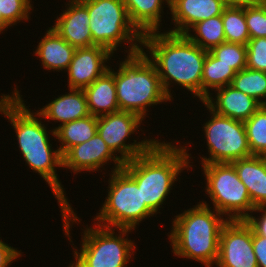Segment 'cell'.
Segmentation results:
<instances>
[{"label": "cell", "mask_w": 266, "mask_h": 267, "mask_svg": "<svg viewBox=\"0 0 266 267\" xmlns=\"http://www.w3.org/2000/svg\"><path fill=\"white\" fill-rule=\"evenodd\" d=\"M68 5L52 28L76 48L93 46L87 6L81 0H70Z\"/></svg>", "instance_id": "2e32d148"}, {"label": "cell", "mask_w": 266, "mask_h": 267, "mask_svg": "<svg viewBox=\"0 0 266 267\" xmlns=\"http://www.w3.org/2000/svg\"><path fill=\"white\" fill-rule=\"evenodd\" d=\"M255 211H263V213L261 214L262 216L255 218L251 214L245 219V221L251 226L252 230L256 234L266 237V206L255 207L253 212Z\"/></svg>", "instance_id": "836d02e7"}, {"label": "cell", "mask_w": 266, "mask_h": 267, "mask_svg": "<svg viewBox=\"0 0 266 267\" xmlns=\"http://www.w3.org/2000/svg\"><path fill=\"white\" fill-rule=\"evenodd\" d=\"M111 54L99 45L77 48L67 69L68 88L83 90L101 77L109 69L104 62L109 61Z\"/></svg>", "instance_id": "5bb4252c"}, {"label": "cell", "mask_w": 266, "mask_h": 267, "mask_svg": "<svg viewBox=\"0 0 266 267\" xmlns=\"http://www.w3.org/2000/svg\"><path fill=\"white\" fill-rule=\"evenodd\" d=\"M19 91L15 88L12 95H1L0 112L11 121L19 148L24 160L31 170H34L49 184L53 194L56 196L62 212L65 235L70 242V221L76 222V216L69 201L65 197L55 166L62 167V155L59 150H53L49 142V136L44 124L36 118L37 113H31L25 106ZM53 150V151H52ZM72 217V218H71Z\"/></svg>", "instance_id": "6da1fadb"}, {"label": "cell", "mask_w": 266, "mask_h": 267, "mask_svg": "<svg viewBox=\"0 0 266 267\" xmlns=\"http://www.w3.org/2000/svg\"><path fill=\"white\" fill-rule=\"evenodd\" d=\"M252 245L258 267H266V237L260 236L252 230Z\"/></svg>", "instance_id": "d6a6232c"}, {"label": "cell", "mask_w": 266, "mask_h": 267, "mask_svg": "<svg viewBox=\"0 0 266 267\" xmlns=\"http://www.w3.org/2000/svg\"><path fill=\"white\" fill-rule=\"evenodd\" d=\"M43 37L35 51L43 67L58 72L67 70L77 48L65 41L53 28H49Z\"/></svg>", "instance_id": "44dd1931"}, {"label": "cell", "mask_w": 266, "mask_h": 267, "mask_svg": "<svg viewBox=\"0 0 266 267\" xmlns=\"http://www.w3.org/2000/svg\"><path fill=\"white\" fill-rule=\"evenodd\" d=\"M8 24L3 20L2 15L0 13V33L5 30L6 28H8ZM5 28V29H4Z\"/></svg>", "instance_id": "8d00e7d4"}, {"label": "cell", "mask_w": 266, "mask_h": 267, "mask_svg": "<svg viewBox=\"0 0 266 267\" xmlns=\"http://www.w3.org/2000/svg\"><path fill=\"white\" fill-rule=\"evenodd\" d=\"M244 125L251 154L266 156V105L245 120Z\"/></svg>", "instance_id": "83f0119b"}, {"label": "cell", "mask_w": 266, "mask_h": 267, "mask_svg": "<svg viewBox=\"0 0 266 267\" xmlns=\"http://www.w3.org/2000/svg\"><path fill=\"white\" fill-rule=\"evenodd\" d=\"M236 73L231 66L221 63L208 51L203 64L201 101L203 102L210 95L209 88L215 90L231 84Z\"/></svg>", "instance_id": "cb8c5ba5"}, {"label": "cell", "mask_w": 266, "mask_h": 267, "mask_svg": "<svg viewBox=\"0 0 266 267\" xmlns=\"http://www.w3.org/2000/svg\"><path fill=\"white\" fill-rule=\"evenodd\" d=\"M221 63L231 66L236 72L246 68V45L223 42L210 51Z\"/></svg>", "instance_id": "f1b7e54d"}, {"label": "cell", "mask_w": 266, "mask_h": 267, "mask_svg": "<svg viewBox=\"0 0 266 267\" xmlns=\"http://www.w3.org/2000/svg\"><path fill=\"white\" fill-rule=\"evenodd\" d=\"M90 115L102 116L119 112L114 71L109 69L92 84L83 89Z\"/></svg>", "instance_id": "ffe728a7"}, {"label": "cell", "mask_w": 266, "mask_h": 267, "mask_svg": "<svg viewBox=\"0 0 266 267\" xmlns=\"http://www.w3.org/2000/svg\"><path fill=\"white\" fill-rule=\"evenodd\" d=\"M218 267H258L252 228L245 220H228L221 229Z\"/></svg>", "instance_id": "7c38bea8"}, {"label": "cell", "mask_w": 266, "mask_h": 267, "mask_svg": "<svg viewBox=\"0 0 266 267\" xmlns=\"http://www.w3.org/2000/svg\"><path fill=\"white\" fill-rule=\"evenodd\" d=\"M126 57L114 72L118 106L120 111L132 112L144 120L147 106L171 99L164 92L157 69L143 48Z\"/></svg>", "instance_id": "5b68a950"}, {"label": "cell", "mask_w": 266, "mask_h": 267, "mask_svg": "<svg viewBox=\"0 0 266 267\" xmlns=\"http://www.w3.org/2000/svg\"><path fill=\"white\" fill-rule=\"evenodd\" d=\"M237 90L266 105V72L244 68L236 73L231 83Z\"/></svg>", "instance_id": "4316f807"}, {"label": "cell", "mask_w": 266, "mask_h": 267, "mask_svg": "<svg viewBox=\"0 0 266 267\" xmlns=\"http://www.w3.org/2000/svg\"><path fill=\"white\" fill-rule=\"evenodd\" d=\"M95 228H87L82 238L80 253L76 251L74 267H127L135 249L134 242L124 238L133 230L119 228V235L114 229L96 223Z\"/></svg>", "instance_id": "9c48e42d"}, {"label": "cell", "mask_w": 266, "mask_h": 267, "mask_svg": "<svg viewBox=\"0 0 266 267\" xmlns=\"http://www.w3.org/2000/svg\"><path fill=\"white\" fill-rule=\"evenodd\" d=\"M215 90L218 91L215 101L210 94L203 104L221 116L244 122L262 106L256 99L237 90L231 84Z\"/></svg>", "instance_id": "e0dca14e"}, {"label": "cell", "mask_w": 266, "mask_h": 267, "mask_svg": "<svg viewBox=\"0 0 266 267\" xmlns=\"http://www.w3.org/2000/svg\"><path fill=\"white\" fill-rule=\"evenodd\" d=\"M206 202L176 215L168 235L174 254L200 261L206 267L216 264L222 227L228 221Z\"/></svg>", "instance_id": "277c9868"}, {"label": "cell", "mask_w": 266, "mask_h": 267, "mask_svg": "<svg viewBox=\"0 0 266 267\" xmlns=\"http://www.w3.org/2000/svg\"><path fill=\"white\" fill-rule=\"evenodd\" d=\"M225 0H170V11L175 27L170 33L185 35L198 22L222 15Z\"/></svg>", "instance_id": "9a60e30c"}, {"label": "cell", "mask_w": 266, "mask_h": 267, "mask_svg": "<svg viewBox=\"0 0 266 267\" xmlns=\"http://www.w3.org/2000/svg\"><path fill=\"white\" fill-rule=\"evenodd\" d=\"M111 172L108 197L94 219L105 227L135 229L155 213L142 201L141 189L123 169Z\"/></svg>", "instance_id": "52a82bcc"}, {"label": "cell", "mask_w": 266, "mask_h": 267, "mask_svg": "<svg viewBox=\"0 0 266 267\" xmlns=\"http://www.w3.org/2000/svg\"><path fill=\"white\" fill-rule=\"evenodd\" d=\"M262 4L266 5V0H262Z\"/></svg>", "instance_id": "74e56055"}, {"label": "cell", "mask_w": 266, "mask_h": 267, "mask_svg": "<svg viewBox=\"0 0 266 267\" xmlns=\"http://www.w3.org/2000/svg\"><path fill=\"white\" fill-rule=\"evenodd\" d=\"M143 47L149 49L166 95L171 99L169 86L177 83L201 100V79L206 50L186 35L170 32H150L143 35ZM171 81V82H170Z\"/></svg>", "instance_id": "7a4b0ae2"}, {"label": "cell", "mask_w": 266, "mask_h": 267, "mask_svg": "<svg viewBox=\"0 0 266 267\" xmlns=\"http://www.w3.org/2000/svg\"><path fill=\"white\" fill-rule=\"evenodd\" d=\"M246 48V67L266 72V37L250 39Z\"/></svg>", "instance_id": "1f68e13d"}, {"label": "cell", "mask_w": 266, "mask_h": 267, "mask_svg": "<svg viewBox=\"0 0 266 267\" xmlns=\"http://www.w3.org/2000/svg\"><path fill=\"white\" fill-rule=\"evenodd\" d=\"M109 160H113L115 163L114 171L122 169L124 163L119 156L109 149L105 141L96 132L89 141L69 148L62 155V168L71 169L74 173L85 170L88 172L97 171Z\"/></svg>", "instance_id": "4fadbf2b"}, {"label": "cell", "mask_w": 266, "mask_h": 267, "mask_svg": "<svg viewBox=\"0 0 266 267\" xmlns=\"http://www.w3.org/2000/svg\"><path fill=\"white\" fill-rule=\"evenodd\" d=\"M231 6H250L262 4V0H225Z\"/></svg>", "instance_id": "d590c367"}, {"label": "cell", "mask_w": 266, "mask_h": 267, "mask_svg": "<svg viewBox=\"0 0 266 267\" xmlns=\"http://www.w3.org/2000/svg\"><path fill=\"white\" fill-rule=\"evenodd\" d=\"M250 39L266 37V5L244 6Z\"/></svg>", "instance_id": "4dcf8cb0"}, {"label": "cell", "mask_w": 266, "mask_h": 267, "mask_svg": "<svg viewBox=\"0 0 266 267\" xmlns=\"http://www.w3.org/2000/svg\"><path fill=\"white\" fill-rule=\"evenodd\" d=\"M254 207L266 206V156L253 155L231 163Z\"/></svg>", "instance_id": "ac0fdd59"}, {"label": "cell", "mask_w": 266, "mask_h": 267, "mask_svg": "<svg viewBox=\"0 0 266 267\" xmlns=\"http://www.w3.org/2000/svg\"><path fill=\"white\" fill-rule=\"evenodd\" d=\"M192 30L195 31V36L190 33L185 35L206 51H211L214 47L226 42L222 15L198 22L192 27Z\"/></svg>", "instance_id": "d4e9b609"}, {"label": "cell", "mask_w": 266, "mask_h": 267, "mask_svg": "<svg viewBox=\"0 0 266 267\" xmlns=\"http://www.w3.org/2000/svg\"><path fill=\"white\" fill-rule=\"evenodd\" d=\"M142 118L132 112L119 111L97 117V132L113 152H119L123 163L148 152L158 141L146 139L126 144L125 141L134 134L142 123Z\"/></svg>", "instance_id": "8fae6325"}, {"label": "cell", "mask_w": 266, "mask_h": 267, "mask_svg": "<svg viewBox=\"0 0 266 267\" xmlns=\"http://www.w3.org/2000/svg\"><path fill=\"white\" fill-rule=\"evenodd\" d=\"M202 167L207 183L205 192L214 211L222 216L227 214L228 220H245L255 207L234 166L231 163H210L202 164Z\"/></svg>", "instance_id": "ba28073f"}, {"label": "cell", "mask_w": 266, "mask_h": 267, "mask_svg": "<svg viewBox=\"0 0 266 267\" xmlns=\"http://www.w3.org/2000/svg\"><path fill=\"white\" fill-rule=\"evenodd\" d=\"M226 42L246 45L250 40L244 6L227 5L222 12Z\"/></svg>", "instance_id": "484cf974"}, {"label": "cell", "mask_w": 266, "mask_h": 267, "mask_svg": "<svg viewBox=\"0 0 266 267\" xmlns=\"http://www.w3.org/2000/svg\"><path fill=\"white\" fill-rule=\"evenodd\" d=\"M21 255L20 251L4 243L0 239V267H8Z\"/></svg>", "instance_id": "e575fe53"}, {"label": "cell", "mask_w": 266, "mask_h": 267, "mask_svg": "<svg viewBox=\"0 0 266 267\" xmlns=\"http://www.w3.org/2000/svg\"><path fill=\"white\" fill-rule=\"evenodd\" d=\"M97 132V116L88 115L55 127L52 135L61 142L58 150L63 155L69 148L89 141Z\"/></svg>", "instance_id": "603a6c76"}, {"label": "cell", "mask_w": 266, "mask_h": 267, "mask_svg": "<svg viewBox=\"0 0 266 267\" xmlns=\"http://www.w3.org/2000/svg\"><path fill=\"white\" fill-rule=\"evenodd\" d=\"M187 152L186 147L158 141L148 152L124 163L122 169L137 183L142 201L154 213L161 208L183 168L191 167Z\"/></svg>", "instance_id": "3957f363"}, {"label": "cell", "mask_w": 266, "mask_h": 267, "mask_svg": "<svg viewBox=\"0 0 266 267\" xmlns=\"http://www.w3.org/2000/svg\"><path fill=\"white\" fill-rule=\"evenodd\" d=\"M31 0H0V13L3 20L9 25H15L21 20L29 19Z\"/></svg>", "instance_id": "f546056e"}, {"label": "cell", "mask_w": 266, "mask_h": 267, "mask_svg": "<svg viewBox=\"0 0 266 267\" xmlns=\"http://www.w3.org/2000/svg\"><path fill=\"white\" fill-rule=\"evenodd\" d=\"M170 0H122L131 23L142 34L159 30L163 2Z\"/></svg>", "instance_id": "7402d4cb"}, {"label": "cell", "mask_w": 266, "mask_h": 267, "mask_svg": "<svg viewBox=\"0 0 266 267\" xmlns=\"http://www.w3.org/2000/svg\"><path fill=\"white\" fill-rule=\"evenodd\" d=\"M69 93L55 98L38 111V116L49 121L65 123L82 119L90 115L84 91L69 88Z\"/></svg>", "instance_id": "d6986e66"}, {"label": "cell", "mask_w": 266, "mask_h": 267, "mask_svg": "<svg viewBox=\"0 0 266 267\" xmlns=\"http://www.w3.org/2000/svg\"><path fill=\"white\" fill-rule=\"evenodd\" d=\"M81 1L87 6L89 13V29L93 46L99 45L114 53L120 46L119 44L130 42L128 55L142 50L140 45H142L143 35L131 23L122 0ZM137 42L140 45L136 44Z\"/></svg>", "instance_id": "8992f818"}, {"label": "cell", "mask_w": 266, "mask_h": 267, "mask_svg": "<svg viewBox=\"0 0 266 267\" xmlns=\"http://www.w3.org/2000/svg\"><path fill=\"white\" fill-rule=\"evenodd\" d=\"M206 108L212 115L203 127L211 157H202V164L232 163L253 156L244 122L216 114L208 106Z\"/></svg>", "instance_id": "30bf717a"}]
</instances>
